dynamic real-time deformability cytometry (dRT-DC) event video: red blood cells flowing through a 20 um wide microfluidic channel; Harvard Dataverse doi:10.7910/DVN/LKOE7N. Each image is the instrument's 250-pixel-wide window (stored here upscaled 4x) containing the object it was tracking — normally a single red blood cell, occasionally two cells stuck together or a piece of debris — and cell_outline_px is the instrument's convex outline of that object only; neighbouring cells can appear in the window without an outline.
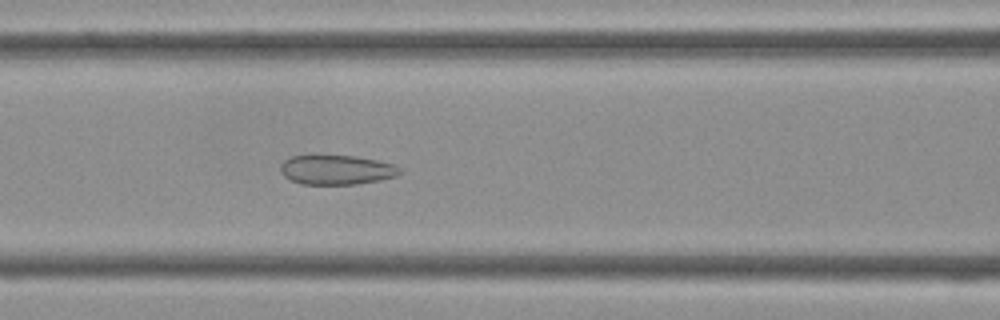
{"species": "Egyptian fruit bat (a non-hibernating species)", "species_latin": "Rousettus aegyptiacus", "temperature_condition": "cold", "stored_images_in_passage": 31, "camera_frame_rate_fps": 3000, "um_per_image_px": 0.085, "frame": {"image": 1, "passage_image": 6, "time_ms": 1.667, "image_size_px": [1000, 320], "cell_outline_px": [[400, 172], [396, 176], [380, 180], [356, 184], [300, 184], [284, 176], [280, 172], [280, 164], [284, 160], [292, 156], [356, 156], [396, 164], [400, 168]], "centroid_in_image_um": [28.6, 14.44], "position_along_channel_um": 138.0, "area_um2": 20.46}}
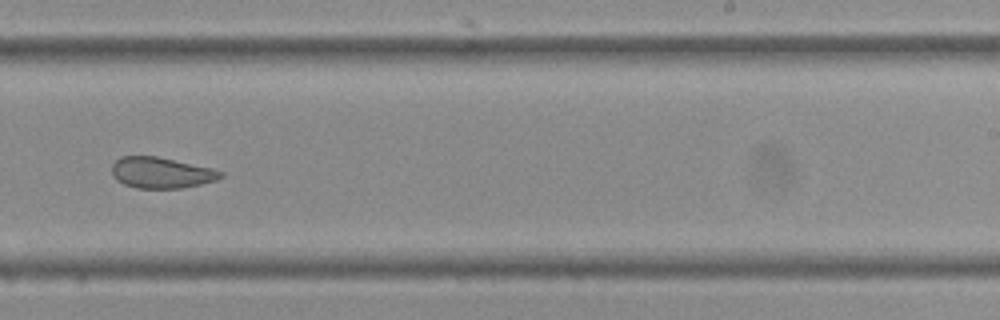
{"frame": {"image": 2, "passage_image": 15, "time_ms": 4.667, "image_size_px": [1000, 320], "cell_outline_px": [[224, 176], [216, 180], [200, 184], [180, 188], [136, 188], [124, 184], [116, 180], [112, 176], [112, 164], [120, 156], [156, 156], [212, 168], [224, 172]], "centroid_in_image_um": [13.69, 14.68], "position_along_channel_um": 275.3, "area_um2": 19.65}}
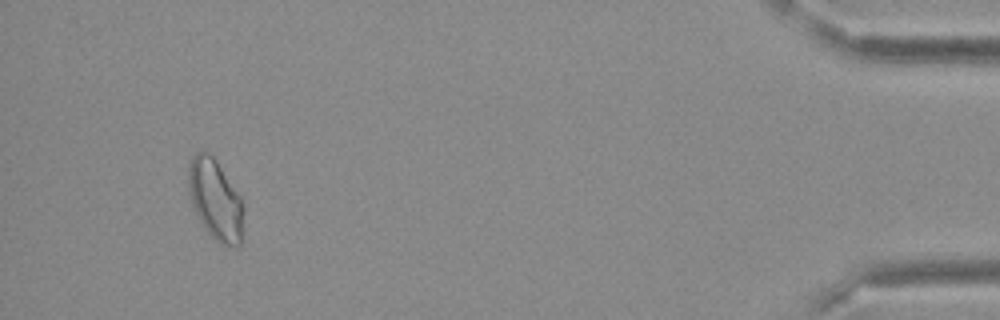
{"frame": {"image": 3, "passage_image": 29, "time_ms": 9.333, "image_size_px": [1000, 320], "cell_outline_px": [[244, 212], [240, 248], [236, 248], [220, 244], [208, 232], [200, 220], [192, 204], [188, 192], [188, 168], [192, 156], [196, 152], [208, 152], [216, 160], [240, 196], [244, 208]], "centroid_in_image_um": [18.32, 17.0], "position_along_channel_um": 416.9, "area_um2": 25.89}}